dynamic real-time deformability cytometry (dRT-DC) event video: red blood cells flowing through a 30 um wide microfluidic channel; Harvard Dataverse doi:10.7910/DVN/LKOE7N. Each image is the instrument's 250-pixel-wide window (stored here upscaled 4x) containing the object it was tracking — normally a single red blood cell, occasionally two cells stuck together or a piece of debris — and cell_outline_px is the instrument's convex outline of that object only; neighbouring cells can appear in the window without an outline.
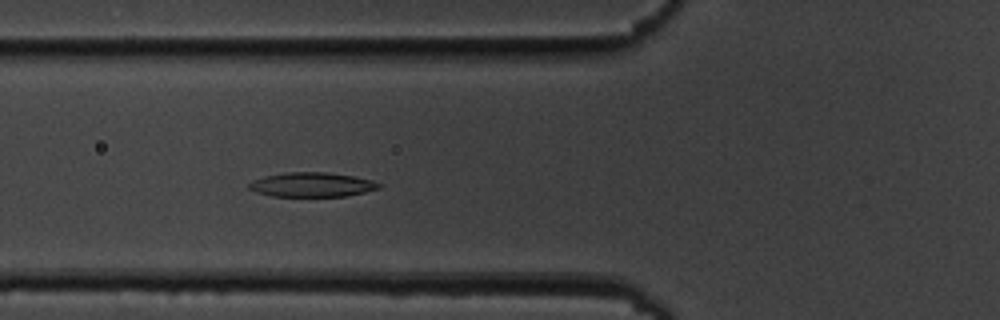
{"species": "common noctule bat (a hibernating species)", "species_latin": "Nyctalus noctula", "temperature_condition": "cold", "stored_images_in_passage": 53, "camera_frame_rate_fps": 3000, "um_per_image_px": 0.085, "animal": {"sex": "male", "body_mass_g": 19.5, "forearm_length_mm": 54.6}, "frame": {"image": 1, "passage_image": 18, "time_ms": 5.667, "image_size_px": [1000, 320], "cell_outline_px": [[384, 184], [380, 188], [348, 196], [272, 196], [256, 192], [248, 188], [248, 184], [252, 180], [264, 176], [288, 172], [328, 172], [352, 176], [372, 180]], "centroid_in_image_um": [26.52, 15.69], "position_along_channel_um": 99.3, "area_um2": 18.55}}
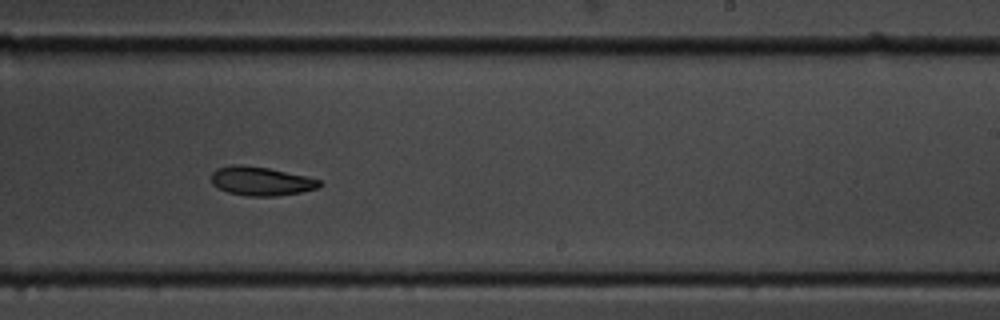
{"frame": {"image": 2, "passage_image": 32, "time_ms": 10.333, "image_size_px": [1000, 320], "cell_outline_px": [[324, 184], [316, 188], [300, 192], [276, 196], [248, 196], [228, 192], [216, 188], [212, 184], [212, 172], [216, 168], [232, 164], [240, 164], [268, 168], [304, 176], [320, 180]], "centroid_in_image_um": [22.14, 15.39], "position_along_channel_um": 266.9, "area_um2": 18.15}}
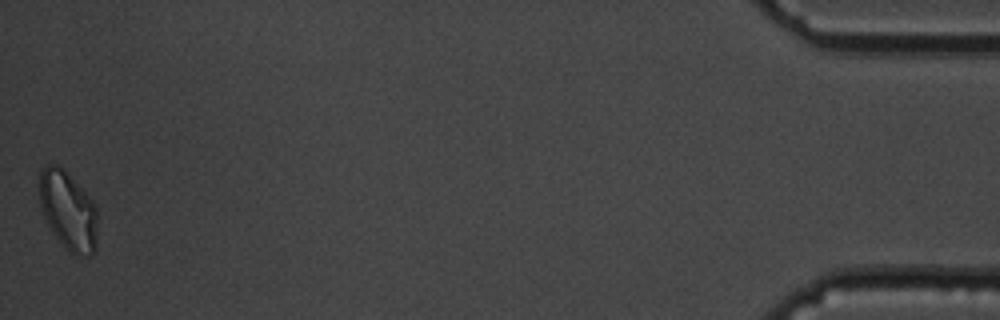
{"frame": {"image": 3, "passage_image": 53, "time_ms": 17.333, "image_size_px": [1000, 320], "cell_outline_px": [[96, 248], [88, 256], [68, 252], [60, 244], [52, 232], [44, 216], [40, 204], [40, 172], [48, 164], [56, 164], [96, 204]], "centroid_in_image_um": [5.78, 17.96], "position_along_channel_um": 429.4, "area_um2": 26.01}, "authors_computed_cell_mechanics": {"area_um2": 19.2474, "velocity_mm_per_s": 3.5946, "shape_relaxation_time_tau1_ms": 8.2705, "shape_relaxation_time_tau2_ms": null, "deformation_change_tau1": 0.1991, "deformation_change_tau2": null}}